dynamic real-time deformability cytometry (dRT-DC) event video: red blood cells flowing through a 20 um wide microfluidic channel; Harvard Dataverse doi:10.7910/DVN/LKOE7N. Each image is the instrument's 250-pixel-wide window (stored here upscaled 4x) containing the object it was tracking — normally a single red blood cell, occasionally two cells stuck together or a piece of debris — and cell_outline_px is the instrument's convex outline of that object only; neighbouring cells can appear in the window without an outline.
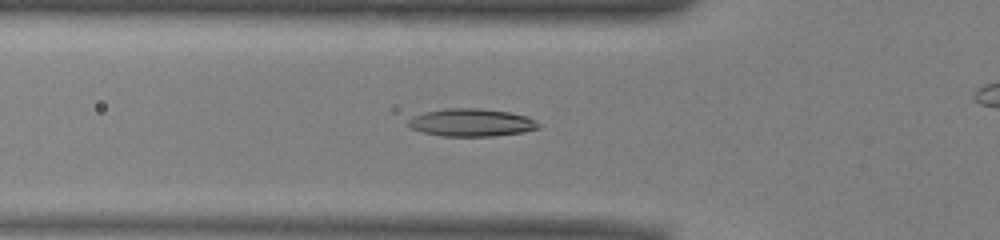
{"species": "common noctule bat (a hibernating species)", "species_latin": "Nyctalus noctula", "temperature_condition": "warm", "stored_images_in_passage": 33, "camera_frame_rate_fps": 3000, "um_per_image_px": 0.085, "animal": {"sex": "male", "body_mass_g": 13.0, "forearm_length_mm": 53.1}, "frame": {"image": 1, "passage_image": 6, "time_ms": 1.667, "image_size_px": [1000, 240], "cell_outline_px": [[540, 128], [524, 132], [492, 136], [440, 136], [424, 132], [412, 128], [408, 124], [408, 120], [412, 116], [424, 112], [448, 108], [476, 108], [508, 112], [528, 116], [536, 120], [540, 124]], "centroid_in_image_um": [40.1, 10.42], "position_along_channel_um": 85.7, "area_um2": 21.04}}
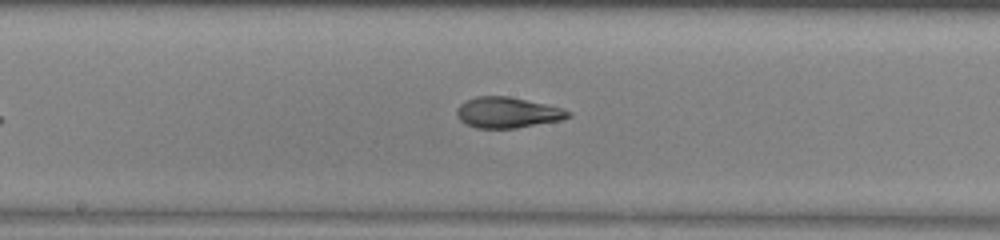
{"frame": {"image": 2, "passage_image": 15, "time_ms": 4.667, "image_size_px": [1000, 240], "cell_outline_px": [[572, 116], [564, 120], [516, 128], [476, 128], [464, 124], [460, 120], [456, 112], [456, 108], [464, 100], [476, 96], [508, 96], [564, 108], [572, 112]], "centroid_in_image_um": [43.15, 9.57], "position_along_channel_um": 205.0, "area_um2": 20.29}}
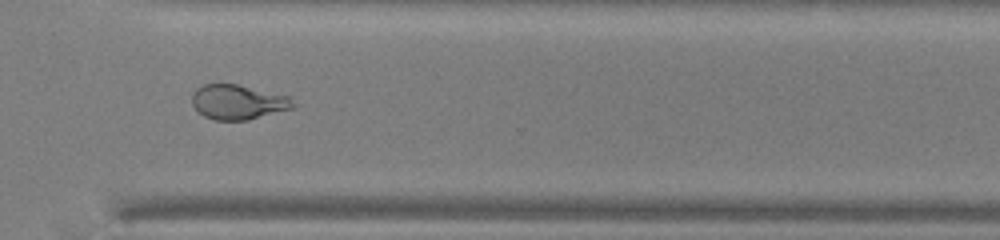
{"frame": {"image": 3, "passage_image": 26, "time_ms": 8.333, "image_size_px": [1000, 240], "cell_outline_px": [[300, 104], [296, 108], [248, 120], [216, 120], [204, 116], [192, 104], [192, 96], [196, 88], [204, 84], [236, 84], [292, 96]], "centroid_in_image_um": [20.35, 8.67], "position_along_channel_um": 350.3, "area_um2": 20.87}, "authors_computed_cell_mechanics": {"area_um2": 19.9988, "velocity_mm_per_s": 3.9578, "shape_relaxation_time_tau1_ms": 7.4383, "shape_relaxation_time_tau2_ms": 1.8044, "deformation_change_tau1": 0.2303, "deformation_change_tau2": 0.098}}